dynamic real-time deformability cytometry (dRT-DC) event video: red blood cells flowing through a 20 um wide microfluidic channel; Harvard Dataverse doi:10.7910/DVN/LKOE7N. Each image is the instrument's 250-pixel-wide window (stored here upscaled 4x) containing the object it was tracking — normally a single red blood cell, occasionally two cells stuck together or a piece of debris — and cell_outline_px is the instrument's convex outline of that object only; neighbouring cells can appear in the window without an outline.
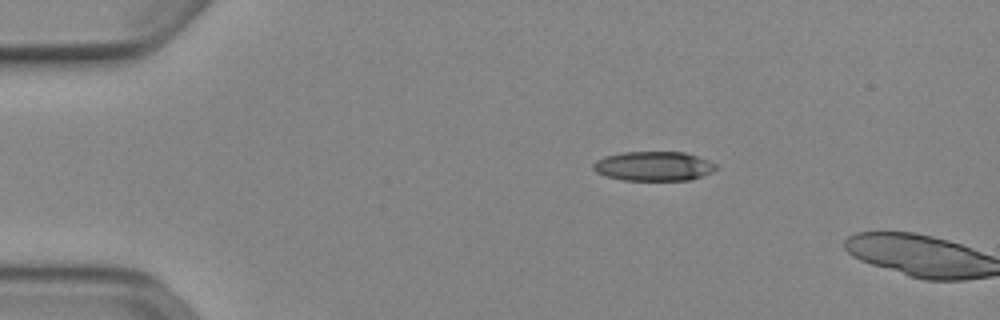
{"species": "Egyptian fruit bat (a non-hibernating species)", "species_latin": "Rousettus aegyptiacus", "temperature_condition": "cold", "stored_images_in_passage": 3, "camera_frame_rate_fps": 3000, "um_per_image_px": 0.085, "animal": {"sex": "female"}, "frame": {"image": 1, "passage_image": 1, "time_ms": 0.0, "image_size_px": [1000, 320], "cell_outline_px": [[720, 168], [704, 176], [688, 180], [620, 180], [604, 176], [596, 172], [592, 168], [592, 164], [596, 160], [608, 156], [624, 152], [684, 152], [708, 160], [716, 164]], "centroid_in_image_um": [55.57, 14.13], "position_along_channel_um": 29.4, "area_um2": 21.15}}